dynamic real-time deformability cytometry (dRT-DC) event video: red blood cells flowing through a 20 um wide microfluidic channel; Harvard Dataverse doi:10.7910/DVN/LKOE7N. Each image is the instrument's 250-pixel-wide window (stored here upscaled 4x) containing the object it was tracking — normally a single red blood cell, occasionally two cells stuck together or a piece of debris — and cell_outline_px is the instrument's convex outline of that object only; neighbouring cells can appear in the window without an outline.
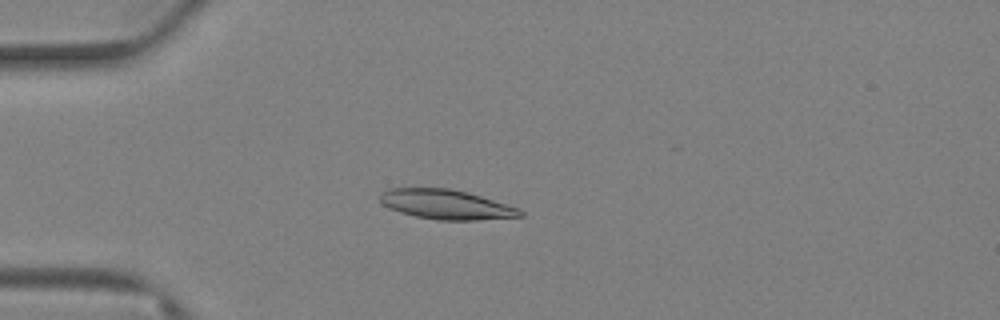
{"species": "Egyptian fruit bat (a non-hibernating species)", "species_latin": "Rousettus aegyptiacus", "temperature_condition": "warm", "stored_images_in_passage": 48, "camera_frame_rate_fps": 3000, "um_per_image_px": 0.085, "animal": {"sex": "female"}, "frame": {"image": 1, "passage_image": 1, "time_ms": 0.0, "image_size_px": [1000, 320], "cell_outline_px": [[524, 216], [476, 220], [436, 220], [416, 216], [400, 212], [384, 204], [380, 200], [380, 192], [388, 188], [448, 188], [468, 192], [508, 204], [520, 208], [524, 212]], "centroid_in_image_um": [37.96, 17.37], "position_along_channel_um": 47.0, "area_um2": 24.22}}
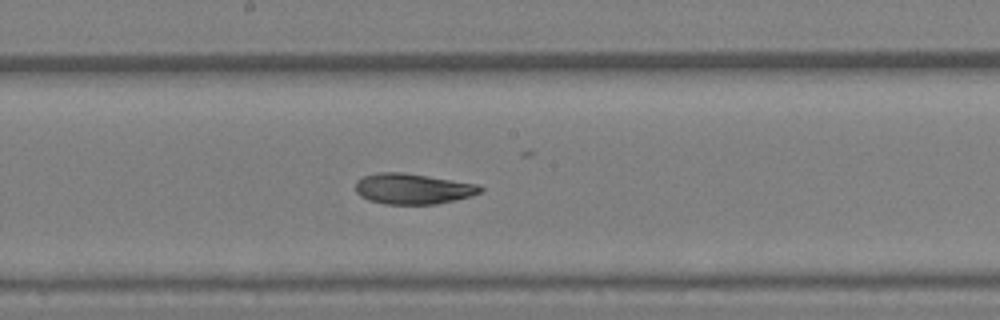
{"frame": {"image": 2, "passage_image": 22, "time_ms": 7.0, "image_size_px": [1000, 320], "cell_outline_px": [[484, 192], [436, 204], [384, 204], [368, 200], [360, 196], [356, 192], [356, 180], [364, 176], [380, 172], [400, 172], [428, 176], [480, 184], [484, 188]], "centroid_in_image_um": [35.09, 16.04], "position_along_channel_um": 213.1, "area_um2": 22.25}}
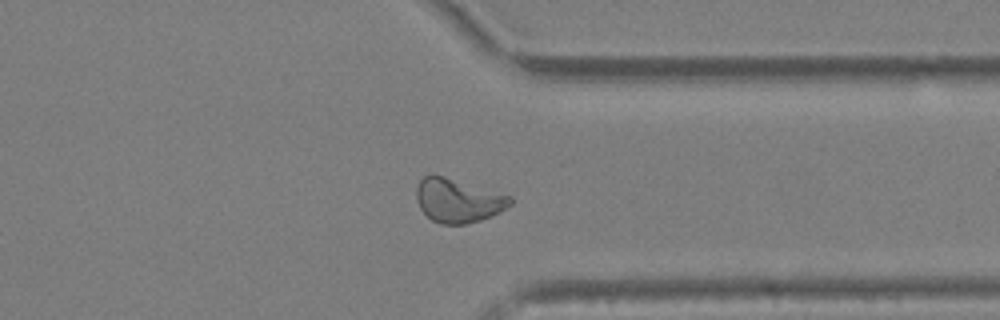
{"frame": {"image": 3, "passage_image": 40, "time_ms": 13.0, "image_size_px": [1000, 320], "cell_outline_px": [[512, 204], [480, 220], [464, 224], [440, 224], [432, 220], [420, 208], [416, 200], [416, 184], [424, 176], [444, 176], [512, 196]], "centroid_in_image_um": [38.9, 17.04], "position_along_channel_um": 372.5, "area_um2": 23.58}, "authors_computed_cell_mechanics": {"area_um2": 22.8888, "velocity_mm_per_s": 2.6763, "shape_relaxation_time_tau1_ms": null, "shape_relaxation_time_tau2_ms": 3.2529, "deformation_change_tau1": null, "deformation_change_tau2": 0.0789}}